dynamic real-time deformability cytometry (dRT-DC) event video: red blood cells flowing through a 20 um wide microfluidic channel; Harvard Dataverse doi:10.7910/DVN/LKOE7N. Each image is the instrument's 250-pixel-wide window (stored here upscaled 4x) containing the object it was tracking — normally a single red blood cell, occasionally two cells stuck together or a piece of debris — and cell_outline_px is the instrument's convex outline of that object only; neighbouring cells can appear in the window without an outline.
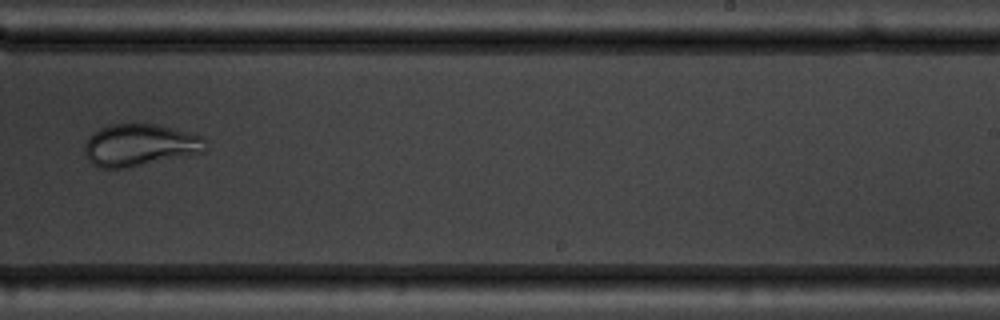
{"species": "common noctule bat (a hibernating species)", "species_latin": "Nyctalus noctula", "temperature_condition": "warm", "stored_images_in_passage": 9, "camera_frame_rate_fps": 3000, "um_per_image_px": 0.085, "animal": {"sex": "male", "body_mass_g": 19.5, "forearm_length_mm": 54.6}, "frame": {"image": 1, "passage_image": 9, "time_ms": 10.0, "image_size_px": [1000, 320], "cell_outline_px": [[204, 152], [128, 168], [100, 168], [92, 164], [88, 160], [84, 152], [84, 144], [88, 136], [92, 132], [108, 124], [156, 124], [192, 132], [204, 136]], "centroid_in_image_um": [11.85, 12.33], "position_along_channel_um": 277.1, "area_um2": 30.0}}